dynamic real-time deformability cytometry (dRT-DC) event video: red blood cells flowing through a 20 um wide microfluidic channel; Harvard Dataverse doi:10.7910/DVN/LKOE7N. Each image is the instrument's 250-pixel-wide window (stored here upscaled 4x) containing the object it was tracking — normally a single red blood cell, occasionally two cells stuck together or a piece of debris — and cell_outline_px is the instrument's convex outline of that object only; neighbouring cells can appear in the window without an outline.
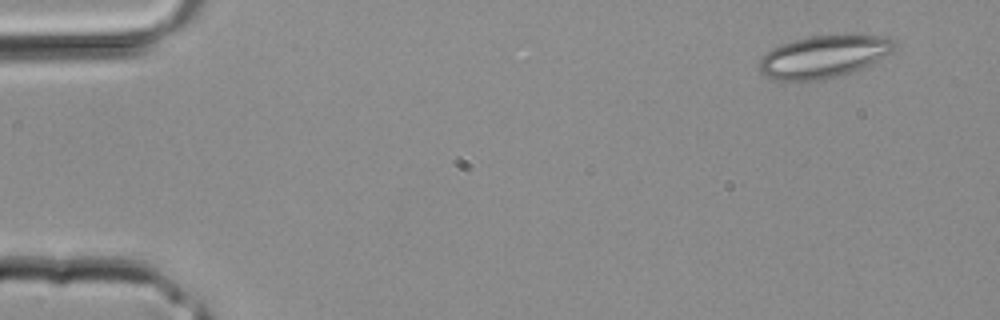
{"species": "common noctule bat (a hibernating species)", "species_latin": "Nyctalus noctula", "temperature_condition": "room temperature", "stored_images_in_passage": 3, "camera_frame_rate_fps": 3000, "um_per_image_px": 0.085, "animal": {"sex": "male", "body_mass_g": 20.4}, "frame": {"image": 1, "passage_image": 1, "time_ms": 0.0, "image_size_px": [1000, 320], "cell_outline_px": [[900, 44], [892, 52], [860, 68], [824, 80], [776, 80], [760, 72], [760, 60], [772, 48], [796, 40], [812, 36], [888, 36], [896, 40]], "centroid_in_image_um": [70.06, 4.81], "position_along_channel_um": 14.9, "area_um2": 32.54}}